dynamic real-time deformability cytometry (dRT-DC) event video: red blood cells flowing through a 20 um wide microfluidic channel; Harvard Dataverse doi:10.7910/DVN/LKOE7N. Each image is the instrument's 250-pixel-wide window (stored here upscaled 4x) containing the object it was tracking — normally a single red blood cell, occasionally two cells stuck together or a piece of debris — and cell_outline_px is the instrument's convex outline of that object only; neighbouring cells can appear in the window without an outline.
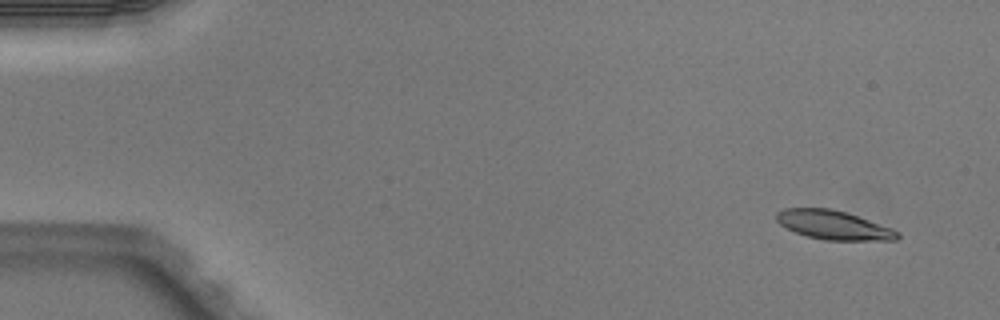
{"species": "Egyptian fruit bat (a non-hibernating species)", "species_latin": "Rousettus aegyptiacus", "temperature_condition": "warm", "stored_images_in_passage": 4, "camera_frame_rate_fps": 3000, "um_per_image_px": 0.085, "animal": {"sex": "male"}, "frame": {"image": 1, "passage_image": 1, "time_ms": 0.0, "image_size_px": [1000, 320], "cell_outline_px": [[900, 236], [896, 240], [824, 240], [808, 236], [796, 232], [780, 224], [776, 220], [776, 212], [784, 208], [832, 208], [892, 228], [900, 232]], "centroid_in_image_um": [70.85, 19.13], "position_along_channel_um": 14.2, "area_um2": 20.23}}
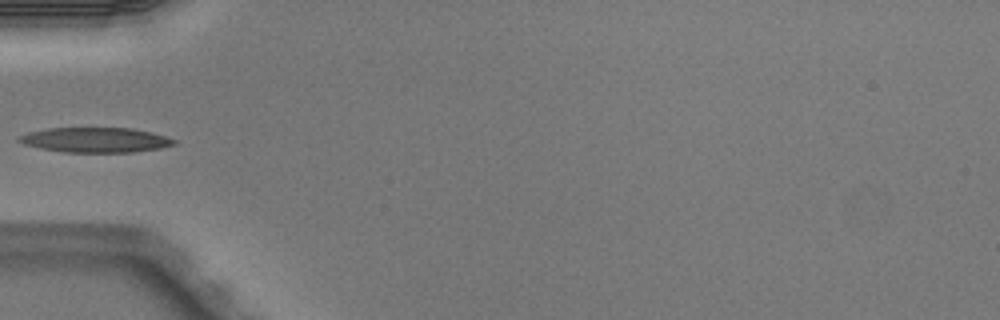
{"frame": {"image": 2, "passage_image": 4, "time_ms": 1.0, "image_size_px": [1000, 320], "cell_outline_px": [[176, 144], [160, 148], [132, 152], [64, 152], [40, 148], [24, 144], [16, 140], [16, 136], [28, 132], [48, 128], [132, 128], [152, 132], [176, 140]], "centroid_in_image_um": [8.08, 11.89], "position_along_channel_um": 76.9, "area_um2": 22.54}}